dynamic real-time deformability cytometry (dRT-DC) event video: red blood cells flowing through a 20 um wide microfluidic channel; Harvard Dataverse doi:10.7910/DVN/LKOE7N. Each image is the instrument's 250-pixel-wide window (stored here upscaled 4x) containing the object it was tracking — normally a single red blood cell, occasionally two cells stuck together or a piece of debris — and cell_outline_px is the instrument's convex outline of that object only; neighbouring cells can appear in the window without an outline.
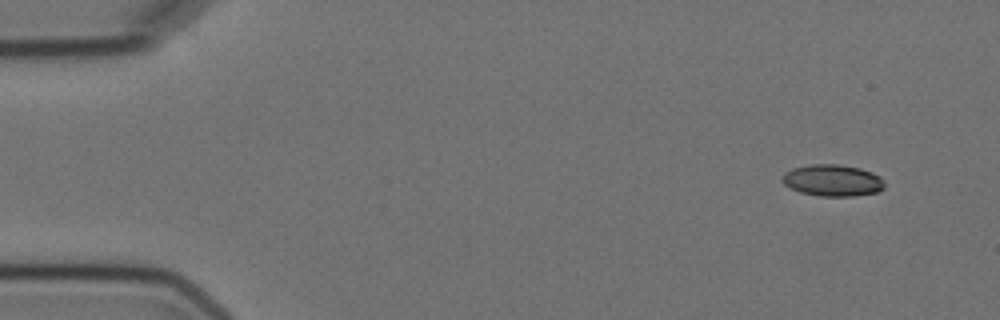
{"species": "Egyptian fruit bat (a non-hibernating species)", "species_latin": "Rousettus aegyptiacus", "temperature_condition": "cold", "stored_images_in_passage": 12, "camera_frame_rate_fps": 3000, "um_per_image_px": 0.085, "animal": {"sex": "female"}, "frame": {"image": 1, "passage_image": 1, "time_ms": 0.0, "image_size_px": [1000, 320], "cell_outline_px": [[884, 188], [876, 192], [852, 196], [820, 196], [800, 192], [784, 184], [780, 180], [784, 172], [792, 168], [812, 164], [836, 164], [860, 168], [872, 172], [880, 176], [884, 180]], "centroid_in_image_um": [70.76, 15.33], "position_along_channel_um": 14.2, "area_um2": 18.9}}
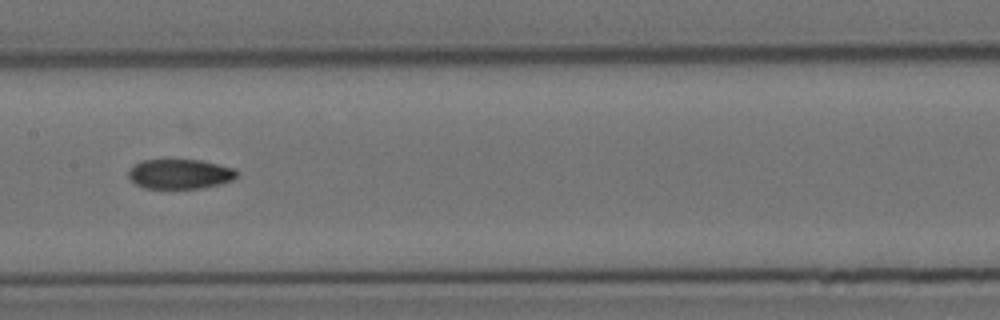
{"frame": {"image": 2, "passage_image": 7, "time_ms": 8.0, "image_size_px": [1000, 320], "cell_outline_px": [[236, 176], [232, 180], [220, 184], [200, 188], [144, 188], [136, 184], [128, 176], [128, 172], [136, 164], [144, 160], [200, 160], [236, 168]], "centroid_in_image_um": [15.31, 14.79], "position_along_channel_um": 192.1, "area_um2": 18.55}}
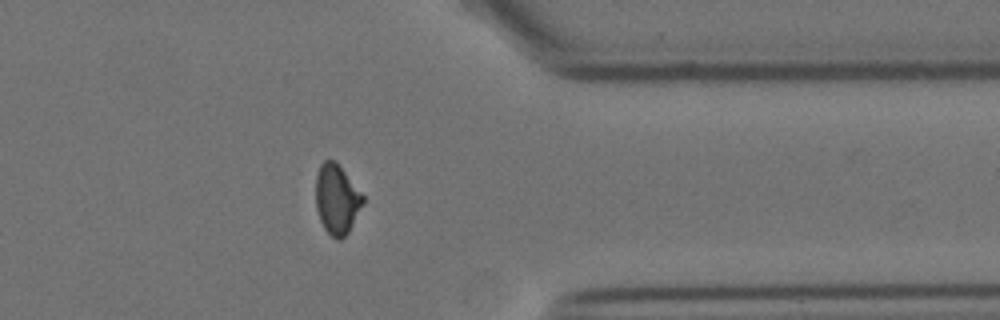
{"frame": {"image": 3, "passage_image": 12, "time_ms": 13.667, "image_size_px": [1000, 320], "cell_outline_px": [[364, 204], [348, 232], [340, 240], [336, 240], [324, 228], [320, 220], [316, 208], [316, 176], [320, 164], [324, 160], [336, 160], [364, 196]], "centroid_in_image_um": [28.63, 16.92], "position_along_channel_um": 382.8, "area_um2": 19.25}, "authors_computed_cell_mechanics": {"area_um2": 19.3052, "velocity_mm_per_s": 3.5794, "shape_relaxation_time_tau1_ms": null, "shape_relaxation_time_tau2_ms": 4.9874, "deformation_change_tau1": null, "deformation_change_tau2": 0.0682}}